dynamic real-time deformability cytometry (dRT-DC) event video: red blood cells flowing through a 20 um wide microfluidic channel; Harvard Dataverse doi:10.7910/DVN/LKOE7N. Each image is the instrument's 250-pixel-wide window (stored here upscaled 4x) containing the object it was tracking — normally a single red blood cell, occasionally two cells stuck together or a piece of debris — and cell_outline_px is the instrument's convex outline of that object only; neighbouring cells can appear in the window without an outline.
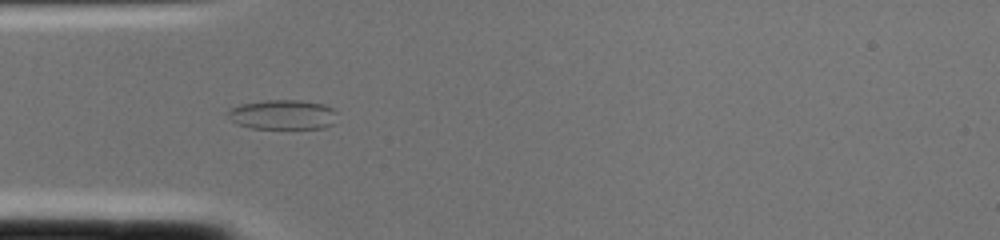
{"species": "common noctule bat (a hibernating species)", "species_latin": "Nyctalus noctula", "temperature_condition": "cold", "stored_images_in_passage": 2, "camera_frame_rate_fps": 3000, "um_per_image_px": 0.085, "animal": {"sex": "female", "body_mass_g": 22.0, "forearm_length_mm": 56.7}, "frame": {"image": 1, "passage_image": 2, "time_ms": 0.333, "image_size_px": [1000, 240], "cell_outline_px": [[336, 112], [332, 124], [324, 128], [252, 128], [236, 124], [228, 116], [228, 108], [240, 104], [264, 100], [300, 100], [324, 104], [332, 108]], "centroid_in_image_um": [24.0, 9.73], "position_along_channel_um": 61.0, "area_um2": 18.9}}